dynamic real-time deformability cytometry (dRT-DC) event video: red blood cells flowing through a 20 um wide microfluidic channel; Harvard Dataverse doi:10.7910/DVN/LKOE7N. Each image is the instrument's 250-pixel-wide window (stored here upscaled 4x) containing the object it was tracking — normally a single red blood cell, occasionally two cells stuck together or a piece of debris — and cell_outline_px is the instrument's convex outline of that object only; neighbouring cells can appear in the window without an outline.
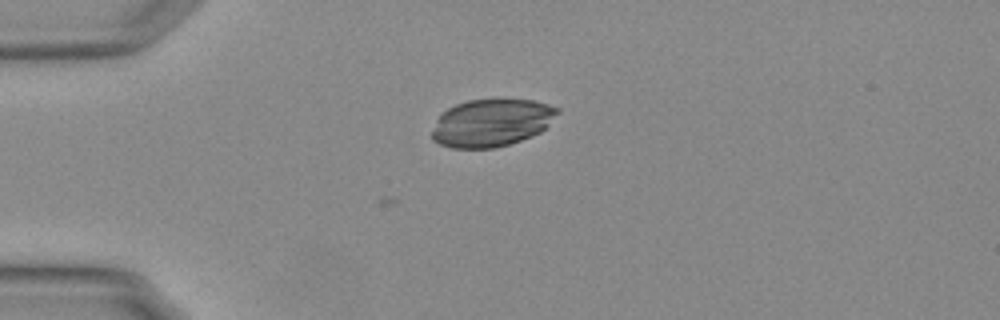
{"species": "Egyptian fruit bat (a non-hibernating species)", "species_latin": "Rousettus aegyptiacus", "temperature_condition": "warm", "stored_images_in_passage": 5, "camera_frame_rate_fps": 3000, "um_per_image_px": 0.085, "animal": {"sex": "female"}, "frame": {"image": 1, "passage_image": 1, "time_ms": 0.0, "image_size_px": [1000, 320], "cell_outline_px": [[560, 112], [540, 132], [520, 140], [496, 148], [452, 148], [440, 144], [432, 140], [432, 132], [436, 120], [448, 108], [456, 104], [468, 100], [496, 96], [504, 96], [532, 100], [548, 104], [560, 108]], "centroid_in_image_um": [41.8, 10.38], "position_along_channel_um": 43.2, "area_um2": 35.49}}